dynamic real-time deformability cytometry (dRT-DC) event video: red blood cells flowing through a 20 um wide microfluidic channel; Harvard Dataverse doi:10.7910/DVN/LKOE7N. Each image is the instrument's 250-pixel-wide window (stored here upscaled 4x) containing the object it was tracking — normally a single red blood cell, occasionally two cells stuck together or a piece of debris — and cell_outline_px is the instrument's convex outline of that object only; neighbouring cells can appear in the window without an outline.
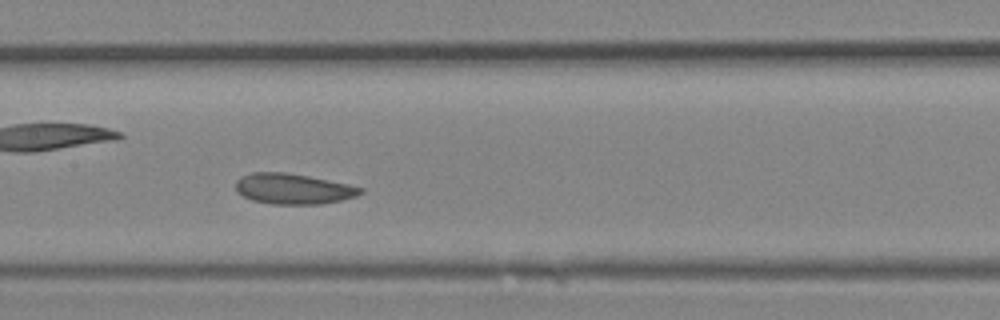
{"species": "Egyptian fruit bat (a non-hibernating species)", "species_latin": "Rousettus aegyptiacus", "temperature_condition": "room temperature", "stored_images_in_passage": 13, "camera_frame_rate_fps": 3000, "um_per_image_px": 0.085, "animal": {"sex": "female"}, "frame": {"image": 1, "passage_image": 8, "time_ms": 2.333, "image_size_px": [1000, 320], "cell_outline_px": [[364, 192], [356, 196], [340, 200], [320, 204], [272, 204], [252, 200], [236, 192], [236, 180], [240, 176], [252, 172], [284, 172], [308, 176], [348, 184], [364, 188]], "centroid_in_image_um": [24.9, 16.04], "position_along_channel_um": 182.5, "area_um2": 22.2}}
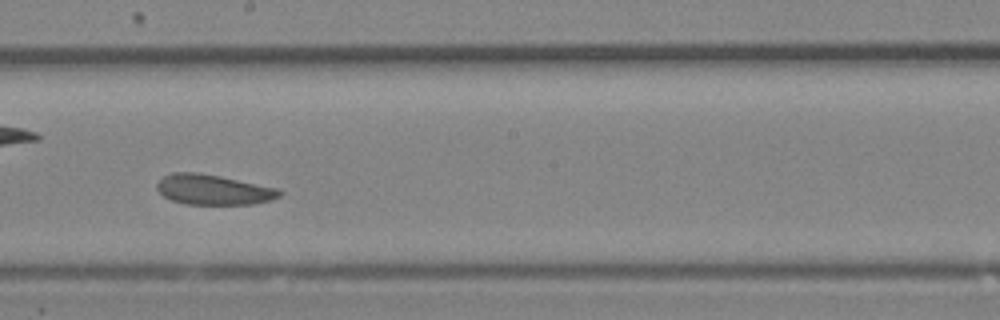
{"frame": {"image": 2, "passage_image": 10, "time_ms": 3.0, "image_size_px": [1000, 320], "cell_outline_px": [[284, 192], [280, 196], [268, 200], [252, 204], [184, 204], [172, 200], [164, 196], [156, 188], [156, 184], [164, 176], [172, 172], [200, 172], [220, 176], [276, 188]], "centroid_in_image_um": [18.1, 16.11], "position_along_channel_um": 230.1, "area_um2": 21.39}}